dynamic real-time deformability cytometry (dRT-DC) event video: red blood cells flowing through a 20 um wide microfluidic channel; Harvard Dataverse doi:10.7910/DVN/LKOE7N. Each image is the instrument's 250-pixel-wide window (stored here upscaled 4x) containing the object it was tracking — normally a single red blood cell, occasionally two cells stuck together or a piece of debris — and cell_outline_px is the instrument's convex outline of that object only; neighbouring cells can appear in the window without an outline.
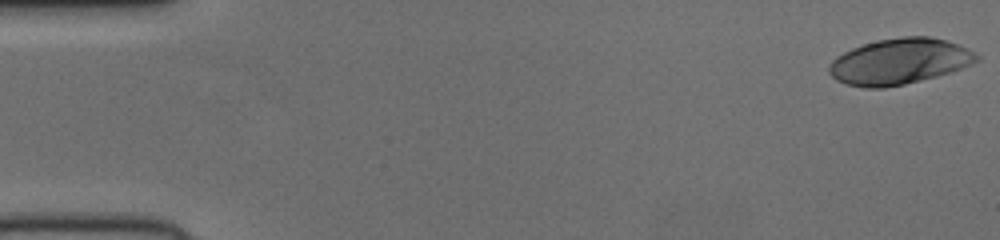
{"species": "human", "species_latin": "Homo sapiens", "temperature_condition": "cold", "stored_images_in_passage": 52, "camera_frame_rate_fps": 3000, "um_per_image_px": 0.085, "donor": {"sex": "female"}, "frame": {"image": 1, "passage_image": 1, "time_ms": 0.0, "image_size_px": [1000, 240], "cell_outline_px": [[980, 60], [960, 68], [936, 76], [904, 84], [884, 88], [864, 88], [844, 84], [836, 80], [828, 72], [828, 68], [832, 60], [844, 52], [852, 48], [864, 44], [880, 40], [904, 36], [928, 36], [944, 40], [956, 44], [980, 56]], "centroid_in_image_um": [76.4, 5.24], "position_along_channel_um": 8.6, "area_um2": 38.96}}
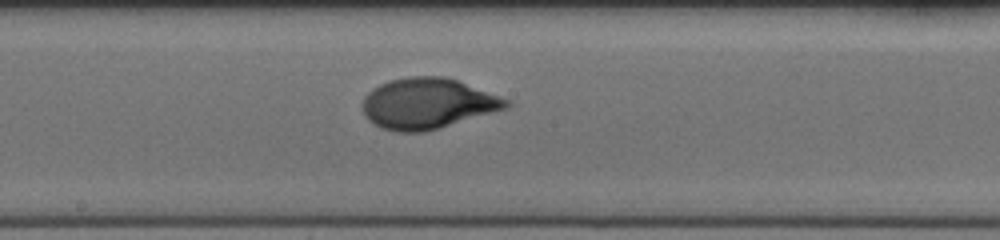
{"frame": {"image": 2, "passage_image": 28, "time_ms": 9.0, "image_size_px": [1000, 240], "cell_outline_px": [[512, 104], [508, 108], [440, 128], [424, 132], [396, 132], [380, 128], [368, 120], [364, 116], [364, 96], [372, 88], [388, 80], [408, 76], [444, 76], [456, 80], [508, 100]], "centroid_in_image_um": [36.31, 8.81], "position_along_channel_um": 211.9, "area_um2": 42.37}}
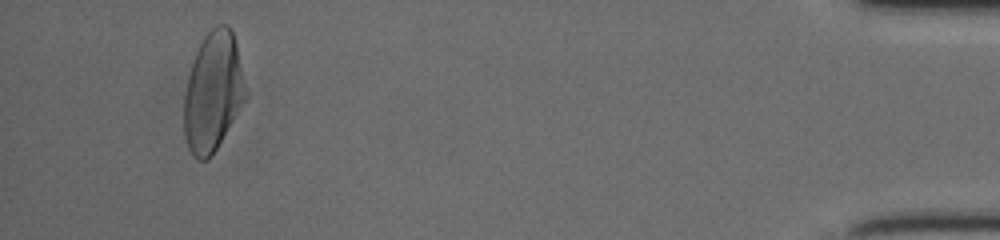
{"frame": {"image": 3, "passage_image": 49, "time_ms": 16.0, "image_size_px": [1000, 240], "cell_outline_px": [[248, 96], [216, 148], [208, 160], [200, 160], [192, 156], [188, 148], [184, 136], [184, 96], [188, 76], [196, 52], [204, 36], [216, 24], [228, 24], [232, 32], [236, 44]], "centroid_in_image_um": [18.1, 7.81], "position_along_channel_um": 417.1, "area_um2": 42.6}}